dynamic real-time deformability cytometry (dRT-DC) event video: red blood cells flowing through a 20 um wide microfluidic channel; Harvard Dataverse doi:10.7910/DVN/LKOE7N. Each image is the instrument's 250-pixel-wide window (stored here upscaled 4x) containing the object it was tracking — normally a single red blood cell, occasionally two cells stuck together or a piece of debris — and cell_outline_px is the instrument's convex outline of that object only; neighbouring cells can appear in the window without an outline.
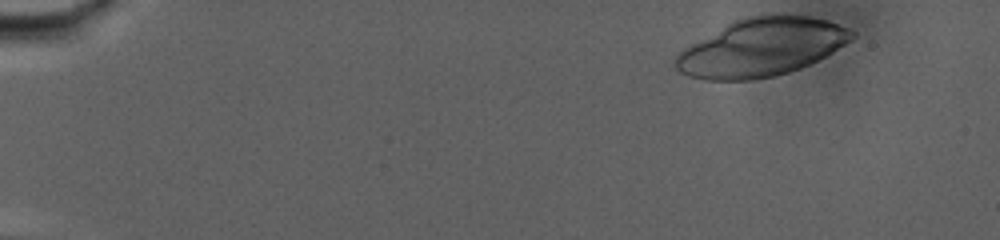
{"species": "human", "species_latin": "Homo sapiens", "temperature_condition": "warm", "stored_images_in_passage": 42, "camera_frame_rate_fps": 3000, "um_per_image_px": 0.085, "donor": {"sex": "male"}, "frame": {"image": 1, "passage_image": 1, "time_ms": 0.0, "image_size_px": [1000, 240], "cell_outline_px": [[856, 36], [852, 40], [832, 52], [800, 68], [788, 72], [772, 76], [752, 80], [704, 80], [688, 76], [680, 72], [672, 64], [672, 60], [684, 48], [732, 20], [744, 16], [764, 12], [788, 12], [812, 16], [828, 20], [848, 28], [856, 32]], "centroid_in_image_um": [64.72, 3.97], "position_along_channel_um": 20.3, "area_um2": 60.63}}
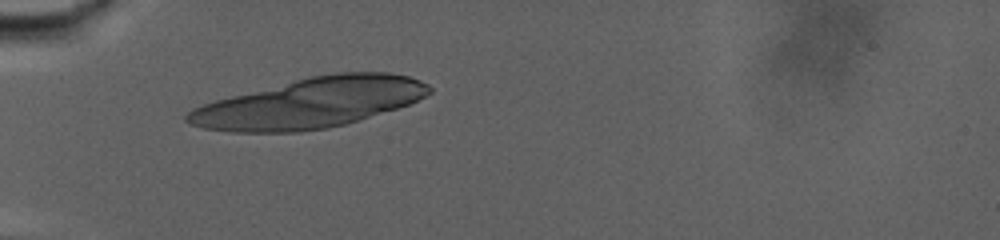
{"frame": {"image": 2, "passage_image": 18, "time_ms": 5.667, "image_size_px": [1000, 240], "cell_outline_px": [[432, 92], [408, 104], [396, 108], [344, 124], [328, 128], [300, 132], [232, 132], [204, 128], [192, 124], [184, 120], [184, 116], [192, 108], [216, 100], [312, 76], [336, 72], [388, 72], [408, 76], [420, 80], [428, 84], [432, 88]], "centroid_in_image_um": [26.35, 8.76], "position_along_channel_um": 58.6, "area_um2": 69.65}}